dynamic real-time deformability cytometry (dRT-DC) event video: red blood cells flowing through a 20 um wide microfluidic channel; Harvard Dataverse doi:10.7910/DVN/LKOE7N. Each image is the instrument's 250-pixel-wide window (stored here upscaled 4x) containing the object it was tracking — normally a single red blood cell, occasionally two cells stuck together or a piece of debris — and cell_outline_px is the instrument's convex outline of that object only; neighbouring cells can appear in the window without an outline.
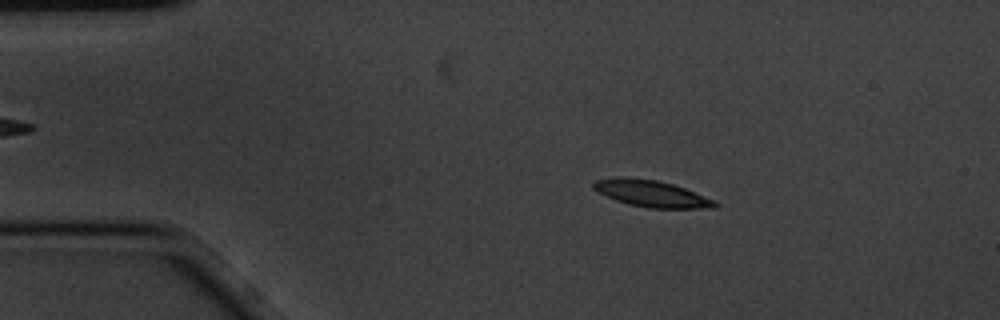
{"species": "common noctule bat (a hibernating species)", "species_latin": "Nyctalus noctula", "temperature_condition": "cold", "stored_images_in_passage": 3, "segment_of_instrument_passage": [1, 2], "camera_frame_rate_fps": 3000, "um_per_image_px": 0.085, "animal": {"sex": "male", "body_mass_g": 20.1, "forearm_length_mm": 53.5}, "frame": {"image": 1, "passage_image": 1, "time_ms": 0.0, "image_size_px": [1000, 320], "cell_outline_px": [[720, 204], [716, 208], [648, 208], [628, 204], [616, 200], [592, 188], [592, 184], [596, 180], [620, 176], [656, 180], [672, 184], [684, 188], [716, 200]], "centroid_in_image_um": [55.41, 16.46], "position_along_channel_um": 29.6, "area_um2": 18.79}}